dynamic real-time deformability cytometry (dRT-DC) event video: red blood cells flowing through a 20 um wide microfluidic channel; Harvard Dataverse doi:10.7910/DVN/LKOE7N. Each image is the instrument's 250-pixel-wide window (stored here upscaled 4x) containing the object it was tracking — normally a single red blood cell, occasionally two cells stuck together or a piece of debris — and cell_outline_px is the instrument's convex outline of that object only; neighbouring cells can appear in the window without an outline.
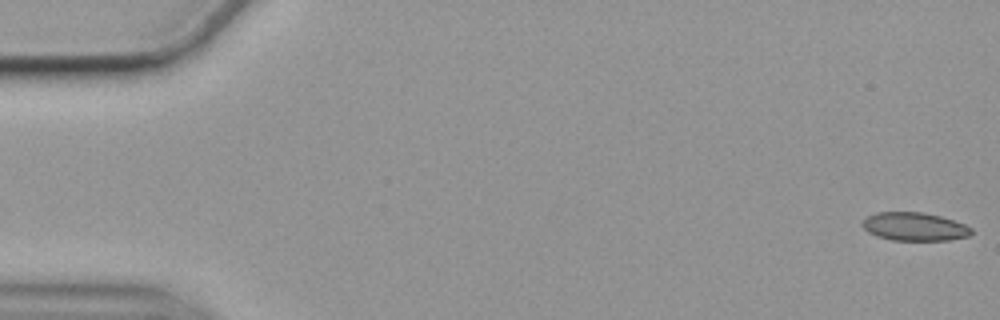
{"species": "common noctule bat (a hibernating species)", "species_latin": "Nyctalus noctula", "temperature_condition": "cold", "stored_images_in_passage": 48, "camera_frame_rate_fps": 3000, "um_per_image_px": 0.085, "animal": {"sex": "female", "body_mass_g": 19.9}, "frame": {"image": 1, "passage_image": 1, "time_ms": 0.0, "image_size_px": [1000, 320], "cell_outline_px": [[972, 232], [968, 236], [948, 240], [892, 240], [876, 236], [868, 232], [860, 224], [868, 216], [876, 212], [924, 212], [940, 216], [964, 224], [972, 228]], "centroid_in_image_um": [77.71, 19.26], "position_along_channel_um": 7.3, "area_um2": 17.92}}
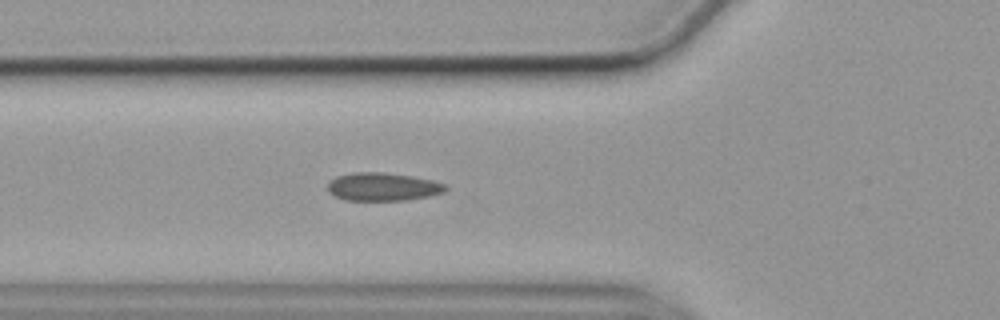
{"frame": {"image": 2, "passage_image": 20, "time_ms": 6.333, "image_size_px": [1000, 320], "cell_outline_px": [[448, 188], [444, 192], [428, 196], [404, 200], [348, 200], [336, 196], [328, 188], [328, 184], [336, 176], [352, 172], [384, 172], [412, 176], [432, 180], [444, 184]], "centroid_in_image_um": [32.56, 15.86], "position_along_channel_um": 93.2, "area_um2": 19.07}}
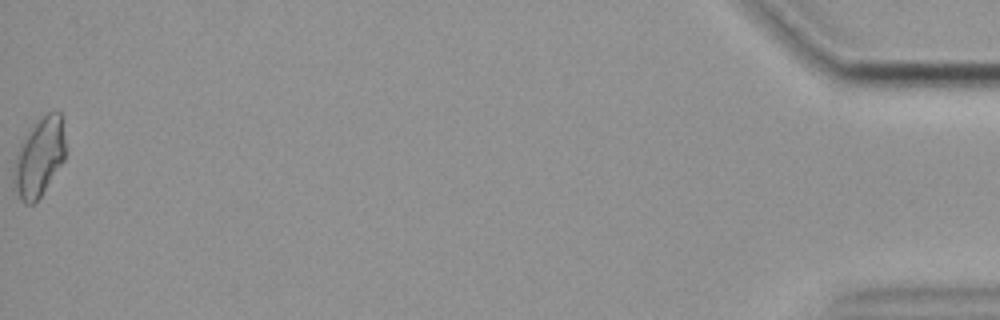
{"frame": {"image": 3, "passage_image": 48, "time_ms": 15.667, "image_size_px": [1000, 320], "cell_outline_px": [[64, 160], [40, 196], [32, 204], [24, 204], [20, 200], [12, 180], [12, 172], [16, 156], [20, 144], [24, 136], [36, 120], [48, 112], [60, 112], [64, 136]], "centroid_in_image_um": [3.3, 13.37], "position_along_channel_um": 431.9, "area_um2": 23.47}, "authors_computed_cell_mechanics": {"area_um2": 18.6983, "velocity_mm_per_s": 3.5461, "shape_relaxation_time_tau1_ms": null, "shape_relaxation_time_tau2_ms": 2.166, "deformation_change_tau1": null, "deformation_change_tau2": 0.0567}}